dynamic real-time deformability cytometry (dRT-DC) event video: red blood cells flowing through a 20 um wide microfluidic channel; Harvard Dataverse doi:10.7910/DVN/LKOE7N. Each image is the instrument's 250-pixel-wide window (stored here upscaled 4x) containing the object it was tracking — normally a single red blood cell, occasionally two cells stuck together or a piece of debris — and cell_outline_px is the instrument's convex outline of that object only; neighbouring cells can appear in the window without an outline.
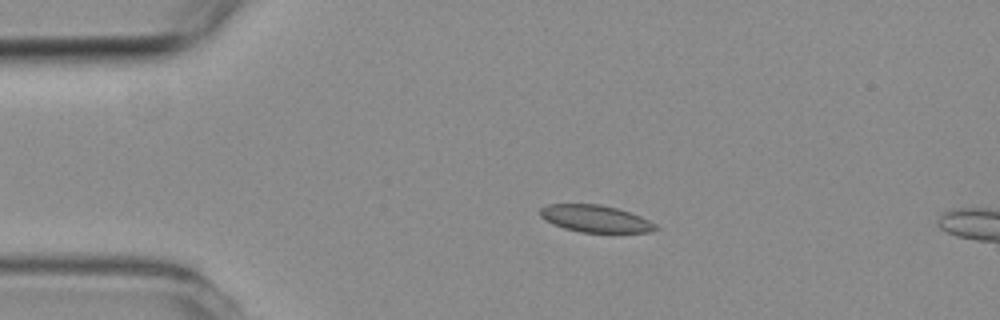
{"species": "common noctule bat (a hibernating species)", "species_latin": "Nyctalus noctula", "temperature_condition": "room temperature", "stored_images_in_passage": 2, "camera_frame_rate_fps": 3000, "um_per_image_px": 0.085, "animal": {"sex": "female", "body_mass_g": 19.3, "forearm_length_mm": 54.1}, "frame": {"image": 1, "passage_image": 1, "time_ms": 0.0, "image_size_px": [1000, 320], "cell_outline_px": [[660, 228], [648, 232], [580, 232], [564, 228], [544, 220], [540, 216], [540, 208], [548, 204], [600, 204], [616, 208], [640, 216], [656, 224]], "centroid_in_image_um": [50.58, 18.58], "position_along_channel_um": 34.4, "area_um2": 18.09}}